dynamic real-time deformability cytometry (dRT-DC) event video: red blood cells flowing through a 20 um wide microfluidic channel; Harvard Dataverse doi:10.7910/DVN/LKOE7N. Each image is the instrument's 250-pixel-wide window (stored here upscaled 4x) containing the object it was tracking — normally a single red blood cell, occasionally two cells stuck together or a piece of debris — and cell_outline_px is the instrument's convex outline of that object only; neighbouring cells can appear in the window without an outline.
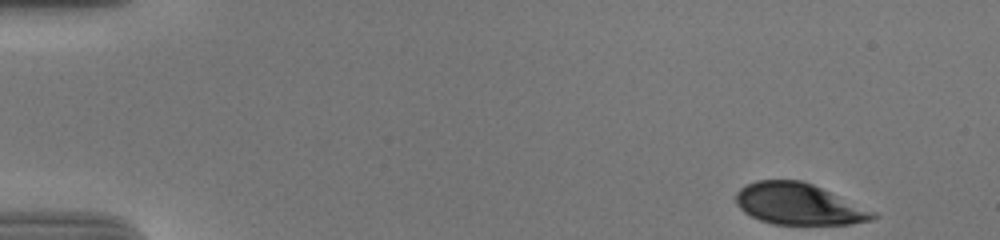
{"species": "human", "species_latin": "Homo sapiens", "temperature_condition": "cold", "stored_images_in_passage": 52, "camera_frame_rate_fps": 3000, "um_per_image_px": 0.085, "donor": {"sex": "male"}, "frame": {"image": 1, "passage_image": 1, "time_ms": 0.0, "image_size_px": [1000, 240], "cell_outline_px": [[880, 216], [872, 220], [852, 224], [772, 224], [760, 220], [744, 212], [736, 204], [736, 192], [740, 188], [756, 180], [800, 180], [812, 184], [876, 212]], "centroid_in_image_um": [67.89, 17.35], "position_along_channel_um": 17.1, "area_um2": 32.89}}
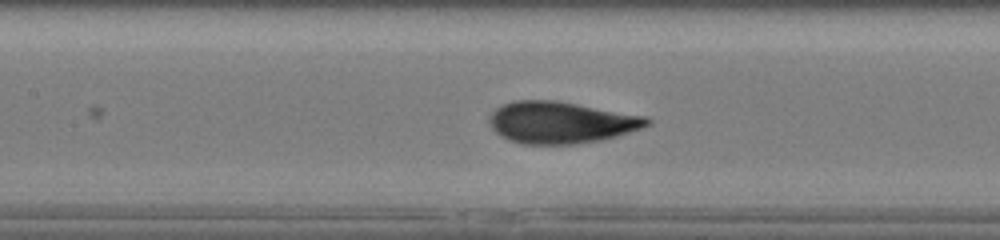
{"frame": {"image": 2, "passage_image": 23, "time_ms": 7.333, "image_size_px": [1000, 240], "cell_outline_px": [[652, 124], [616, 136], [600, 140], [576, 144], [520, 144], [508, 140], [500, 136], [492, 128], [488, 120], [488, 116], [500, 104], [516, 100], [556, 100], [648, 116], [652, 120]], "centroid_in_image_um": [47.67, 10.4], "position_along_channel_um": 159.7, "area_um2": 38.73}}
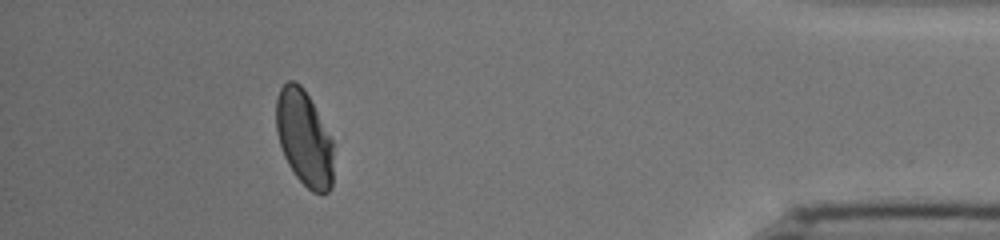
{"frame": {"image": 3, "passage_image": 47, "time_ms": 15.333, "image_size_px": [1000, 240], "cell_outline_px": [[332, 188], [328, 192], [320, 196], [312, 192], [296, 176], [288, 164], [284, 156], [276, 132], [276, 96], [280, 88], [288, 80], [292, 80], [300, 84], [304, 88], [332, 140]], "centroid_in_image_um": [25.84, 11.75], "position_along_channel_um": 409.4, "area_um2": 31.85}, "authors_computed_cell_mechanics": {"area_um2": 36.2406, "velocity_mm_per_s": 3.6946, "shape_relaxation_time_tau1_ms": 4.3152, "shape_relaxation_time_tau2_ms": null, "deformation_change_tau1": 0.1551, "deformation_change_tau2": null}}